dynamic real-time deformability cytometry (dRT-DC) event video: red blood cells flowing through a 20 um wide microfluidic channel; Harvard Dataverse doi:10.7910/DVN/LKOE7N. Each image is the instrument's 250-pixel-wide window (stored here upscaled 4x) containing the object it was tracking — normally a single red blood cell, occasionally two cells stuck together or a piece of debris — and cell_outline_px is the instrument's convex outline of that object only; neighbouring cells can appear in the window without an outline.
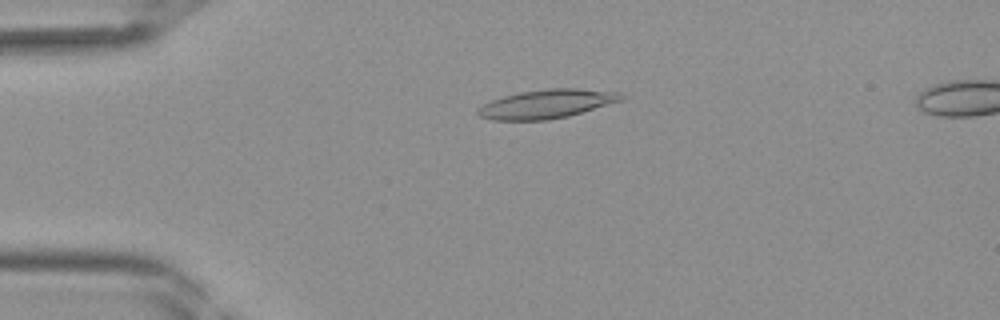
{"species": "Egyptian fruit bat (a non-hibernating species)", "species_latin": "Rousettus aegyptiacus", "temperature_condition": "room temperature", "stored_images_in_passage": 42, "segment_of_instrument_passage": [1, 2], "camera_frame_rate_fps": 3000, "um_per_image_px": 0.085, "frame": {"image": 1, "passage_image": 9, "time_ms": 2.667, "image_size_px": [1000, 320], "cell_outline_px": [[628, 96], [624, 100], [568, 116], [548, 120], [492, 120], [480, 116], [476, 112], [476, 108], [492, 100], [504, 96], [520, 92], [548, 88], [576, 88], [620, 92]], "centroid_in_image_um": [46.51, 8.83], "position_along_channel_um": 38.5, "area_um2": 24.22}}
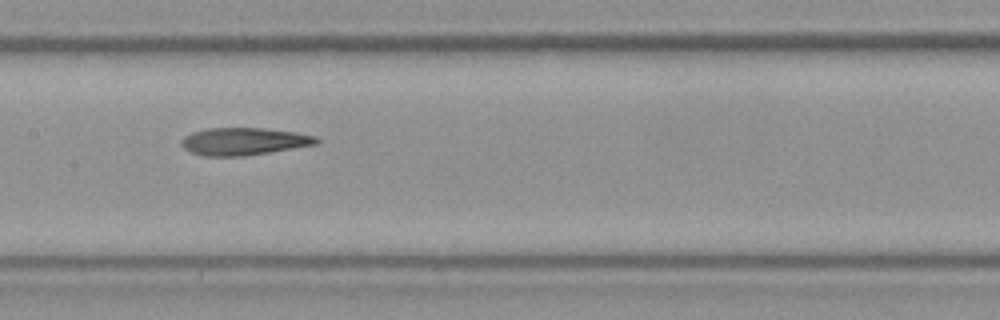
{"frame": {"image": 2, "passage_image": 20, "time_ms": 6.333, "image_size_px": [1000, 320], "cell_outline_px": [[320, 144], [244, 156], [204, 156], [192, 152], [184, 148], [180, 144], [180, 140], [184, 136], [192, 132], [208, 128], [264, 128], [296, 132], [316, 136], [320, 140]], "centroid_in_image_um": [20.75, 12.01], "position_along_channel_um": 186.7, "area_um2": 21.73}}
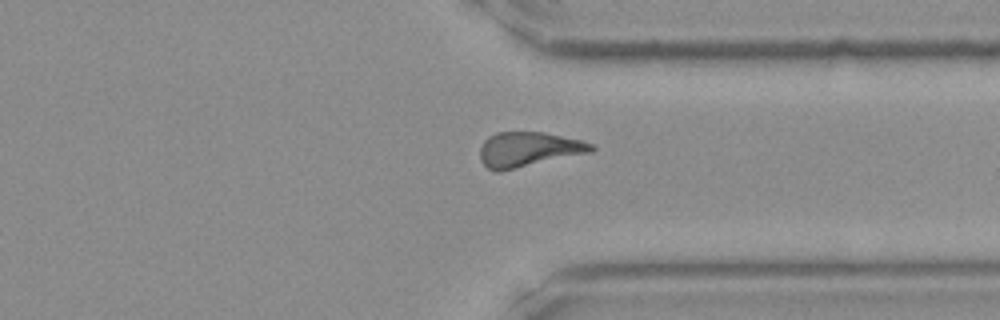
{"frame": {"image": 3, "passage_image": 31, "time_ms": 10.0, "image_size_px": [1000, 320], "cell_outline_px": [[596, 148], [592, 152], [500, 172], [496, 172], [488, 168], [480, 160], [480, 148], [484, 140], [488, 136], [496, 132], [544, 132], [580, 140], [592, 144]], "centroid_in_image_um": [44.9, 12.7], "position_along_channel_um": 366.5, "area_um2": 22.72}}